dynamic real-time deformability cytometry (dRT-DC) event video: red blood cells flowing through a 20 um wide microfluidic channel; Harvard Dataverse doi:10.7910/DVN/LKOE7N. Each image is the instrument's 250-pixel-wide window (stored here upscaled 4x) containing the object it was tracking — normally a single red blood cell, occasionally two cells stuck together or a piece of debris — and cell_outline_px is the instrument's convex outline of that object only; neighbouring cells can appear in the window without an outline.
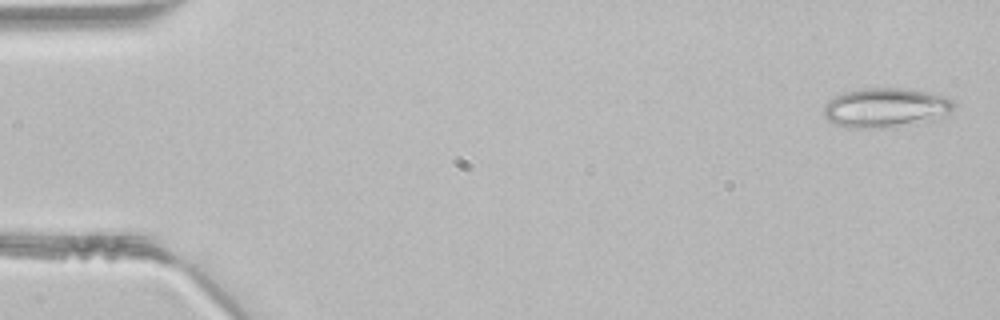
{"species": "common noctule bat (a hibernating species)", "species_latin": "Nyctalus noctula", "temperature_condition": "room temperature", "stored_images_in_passage": 46, "camera_frame_rate_fps": 3000, "um_per_image_px": 0.085, "animal": {"sex": "male", "body_mass_g": 21.5, "forearm_length_mm": 52.0}, "frame": {"image": 1, "passage_image": 2, "time_ms": 0.333, "image_size_px": [1000, 320], "cell_outline_px": [[956, 104], [948, 116], [936, 120], [896, 128], [852, 128], [836, 124], [828, 120], [824, 116], [824, 104], [828, 100], [844, 92], [864, 88], [904, 88], [948, 96]], "centroid_in_image_um": [75.35, 9.17], "position_along_channel_um": 9.6, "area_um2": 30.63}}
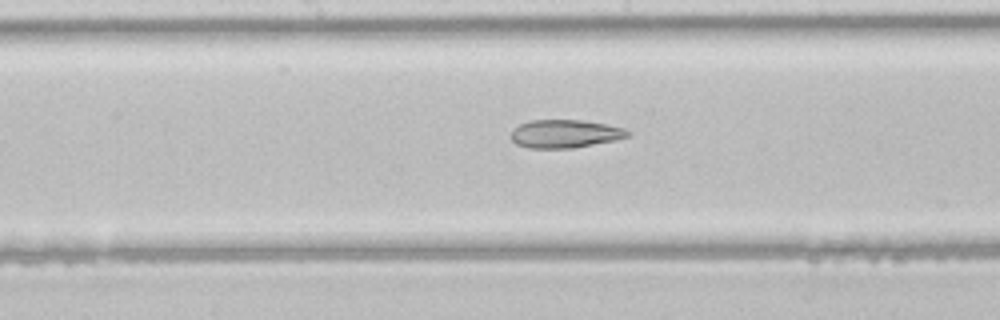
{"frame": {"image": 2, "passage_image": 24, "time_ms": 7.667, "image_size_px": [1000, 320], "cell_outline_px": [[632, 132], [628, 136], [616, 140], [572, 148], [528, 148], [516, 144], [512, 140], [512, 132], [520, 124], [532, 120], [584, 120], [624, 128]], "centroid_in_image_um": [48.05, 11.37], "position_along_channel_um": 200.2, "area_um2": 19.02}}
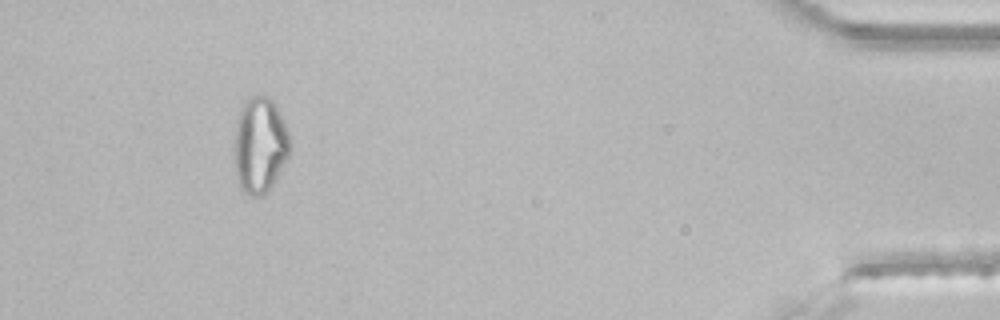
{"frame": {"image": 3, "passage_image": 43, "time_ms": 14.0, "image_size_px": [1000, 320], "cell_outline_px": [[292, 144], [288, 156], [272, 184], [260, 196], [252, 196], [244, 192], [240, 188], [236, 176], [232, 156], [232, 148], [236, 120], [240, 108], [252, 96], [268, 96], [272, 100], [288, 132]], "centroid_in_image_um": [22.03, 12.34], "position_along_channel_um": 413.2, "area_um2": 31.21}}